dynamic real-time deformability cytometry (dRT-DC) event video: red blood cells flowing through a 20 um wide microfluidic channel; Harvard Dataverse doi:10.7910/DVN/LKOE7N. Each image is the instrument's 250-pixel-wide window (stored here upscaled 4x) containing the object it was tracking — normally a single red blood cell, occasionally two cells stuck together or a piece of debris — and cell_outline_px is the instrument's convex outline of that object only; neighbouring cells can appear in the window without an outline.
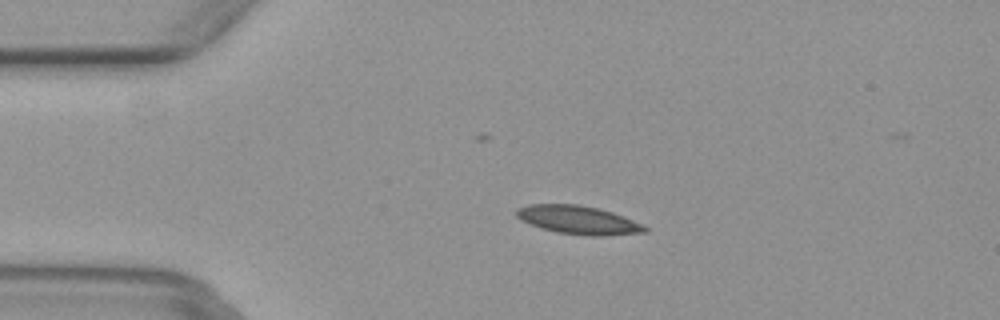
{"species": "common noctule bat (a hibernating species)", "species_latin": "Nyctalus noctula", "temperature_condition": "warm", "stored_images_in_passage": 4, "camera_frame_rate_fps": 3000, "um_per_image_px": 0.085, "animal": {"sex": "female", "body_mass_g": 29.2, "forearm_length_mm": 56.3}, "frame": {"image": 1, "passage_image": 2, "time_ms": 0.333, "image_size_px": [1000, 320], "cell_outline_px": [[648, 232], [604, 236], [588, 236], [556, 232], [540, 228], [520, 220], [516, 216], [516, 208], [528, 204], [576, 204], [596, 208], [612, 212], [624, 216], [644, 224], [648, 228]], "centroid_in_image_um": [49.16, 18.7], "position_along_channel_um": 35.8, "area_um2": 21.5}}